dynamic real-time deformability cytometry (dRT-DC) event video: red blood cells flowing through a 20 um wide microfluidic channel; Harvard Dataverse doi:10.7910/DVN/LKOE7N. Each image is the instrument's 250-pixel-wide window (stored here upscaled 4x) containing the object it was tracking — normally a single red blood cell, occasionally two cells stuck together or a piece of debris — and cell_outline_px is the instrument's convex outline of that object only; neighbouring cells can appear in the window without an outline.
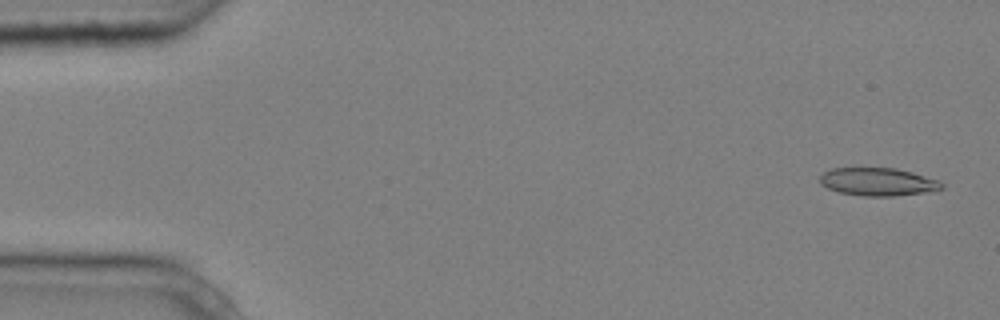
{"species": "common noctule bat (a hibernating species)", "species_latin": "Nyctalus noctula", "temperature_condition": "cold", "stored_images_in_passage": 5, "camera_frame_rate_fps": 3000, "um_per_image_px": 0.085, "animal": {"sex": "male", "body_mass_g": 20.4}, "frame": {"image": 1, "passage_image": 1, "time_ms": 0.0, "image_size_px": [1000, 320], "cell_outline_px": [[944, 188], [920, 192], [892, 196], [864, 196], [840, 192], [828, 188], [820, 184], [820, 176], [824, 172], [832, 168], [896, 168], [912, 172], [940, 180], [944, 184]], "centroid_in_image_um": [74.61, 15.44], "position_along_channel_um": 10.4, "area_um2": 19.65}}
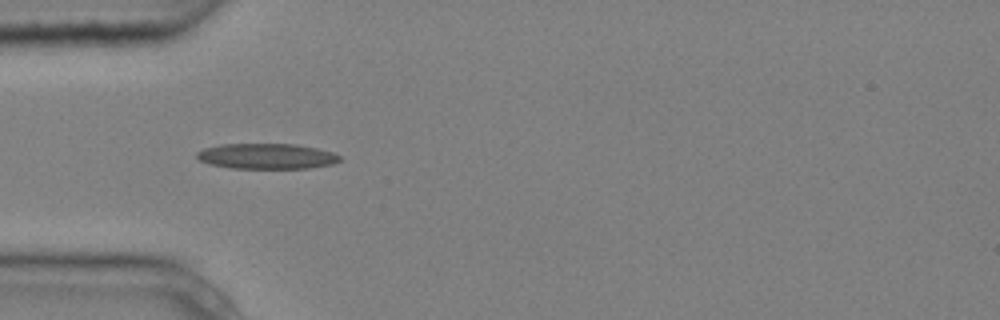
{"frame": {"image": 2, "passage_image": 4, "time_ms": 1.0, "image_size_px": [1000, 320], "cell_outline_px": [[340, 160], [332, 164], [308, 168], [228, 168], [212, 164], [200, 160], [196, 156], [196, 152], [204, 148], [220, 144], [296, 144], [316, 148], [332, 152], [340, 156]], "centroid_in_image_um": [22.65, 13.27], "position_along_channel_um": 62.3, "area_um2": 21.1}}
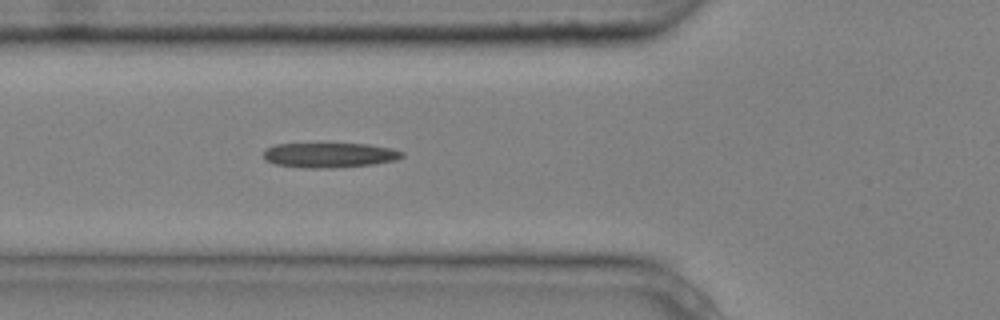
{"frame": {"image": 3, "passage_image": 5, "time_ms": 1.333, "image_size_px": [1000, 320], "cell_outline_px": [[404, 156], [396, 160], [376, 164], [332, 168], [304, 168], [276, 164], [264, 160], [264, 152], [268, 148], [276, 144], [368, 144], [392, 148], [404, 152]], "centroid_in_image_um": [28.05, 13.19], "position_along_channel_um": 97.7, "area_um2": 20.11}}